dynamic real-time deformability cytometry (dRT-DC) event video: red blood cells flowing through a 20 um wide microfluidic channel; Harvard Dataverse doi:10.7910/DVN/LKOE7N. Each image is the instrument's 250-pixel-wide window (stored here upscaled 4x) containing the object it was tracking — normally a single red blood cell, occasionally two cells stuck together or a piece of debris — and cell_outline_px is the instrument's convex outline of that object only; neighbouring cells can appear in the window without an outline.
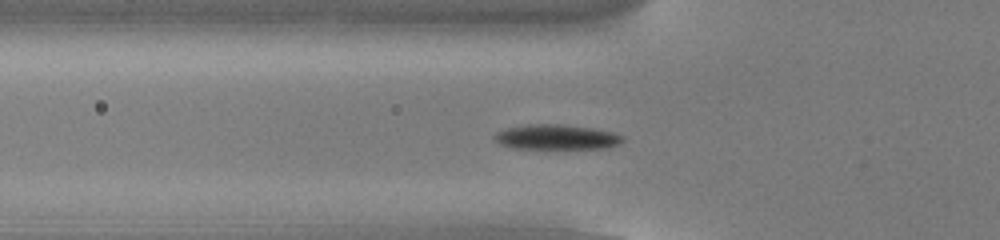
{"species": "common noctule bat (a hibernating species)", "species_latin": "Nyctalus noctula", "temperature_condition": "cold", "stored_images_in_passage": 50, "camera_frame_rate_fps": 3000, "um_per_image_px": 0.085, "animal": {"sex": "male", "body_mass_g": 13.0, "forearm_length_mm": 53.1}, "frame": {"image": 1, "passage_image": 15, "time_ms": 4.667, "image_size_px": [1000, 240], "cell_outline_px": [[624, 140], [608, 148], [512, 148], [500, 144], [492, 136], [496, 132], [508, 128], [528, 124], [560, 124], [592, 128], [612, 132], [624, 136]], "centroid_in_image_um": [47.29, 11.65], "position_along_channel_um": 78.5, "area_um2": 18.5}}
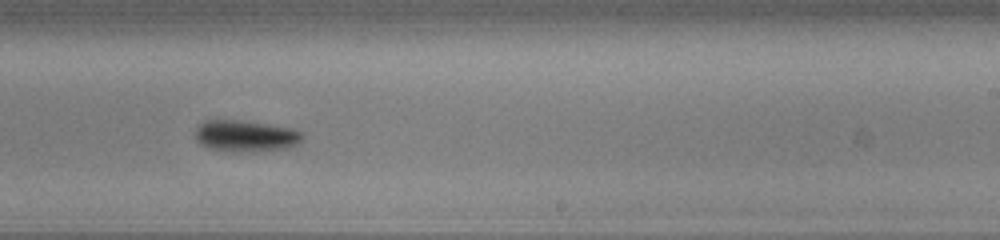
{"frame": {"image": 2, "passage_image": 30, "time_ms": 9.667, "image_size_px": [1000, 240], "cell_outline_px": [[304, 136], [296, 144], [288, 148], [208, 148], [200, 144], [196, 140], [196, 128], [204, 120], [240, 120], [268, 124], [292, 128], [304, 132]], "centroid_in_image_um": [20.88, 11.47], "position_along_channel_um": 268.1, "area_um2": 18.44}}
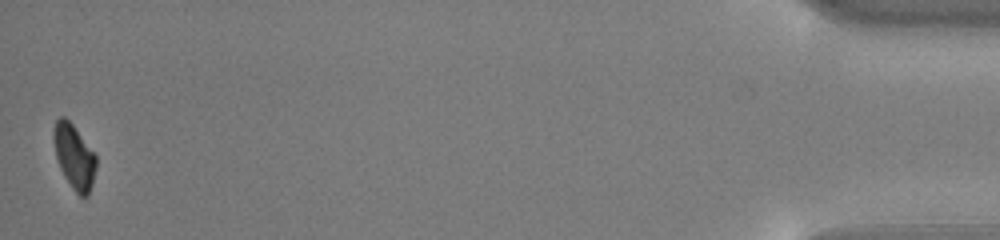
{"frame": {"image": 3, "passage_image": 50, "time_ms": 16.333, "image_size_px": [1000, 240], "cell_outline_px": [[96, 168], [92, 184], [88, 196], [80, 196], [72, 188], [64, 176], [60, 168], [56, 156], [52, 136], [52, 132], [56, 120], [60, 116], [64, 116], [72, 124], [96, 156]], "centroid_in_image_um": [6.29, 13.31], "position_along_channel_um": 428.9, "area_um2": 15.78}, "authors_computed_cell_mechanics": {"area_um2": 18.0336, "velocity_mm_per_s": 3.7977, "shape_relaxation_time_tau1_ms": 1.8392, "shape_relaxation_time_tau2_ms": null, "deformation_change_tau1": 0.1133, "deformation_change_tau2": null}}